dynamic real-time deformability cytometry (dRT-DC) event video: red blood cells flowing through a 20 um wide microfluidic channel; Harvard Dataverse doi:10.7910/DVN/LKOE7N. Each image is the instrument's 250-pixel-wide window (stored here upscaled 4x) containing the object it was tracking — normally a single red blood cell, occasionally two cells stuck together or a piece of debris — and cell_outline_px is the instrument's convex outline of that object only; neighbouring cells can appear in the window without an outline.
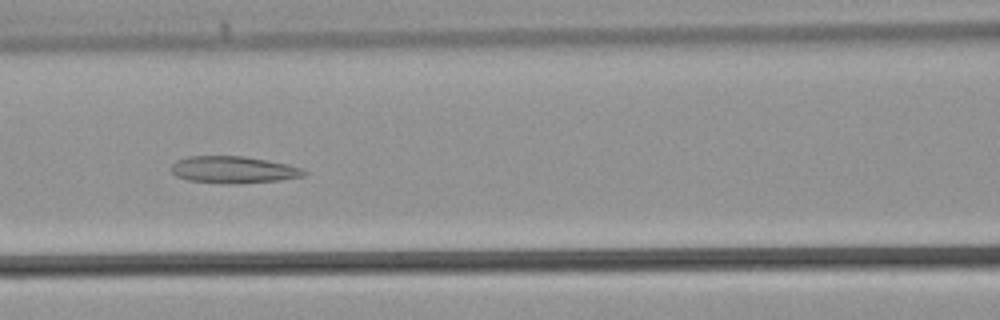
{"species": "common noctule bat (a hibernating species)", "species_latin": "Nyctalus noctula", "temperature_condition": "warm", "stored_images_in_passage": 26, "camera_frame_rate_fps": 3000, "um_per_image_px": 0.085, "animal": {"sex": "male", "body_mass_g": 21.5, "forearm_length_mm": 52.0}, "frame": {"image": 1, "passage_image": 15, "time_ms": 4.667, "image_size_px": [1000, 320], "cell_outline_px": [[308, 172], [304, 176], [280, 180], [240, 184], [228, 184], [188, 180], [176, 176], [172, 172], [172, 164], [176, 160], [188, 156], [244, 156], [268, 160], [288, 164], [300, 168]], "centroid_in_image_um": [19.85, 14.43], "position_along_channel_um": 146.8, "area_um2": 20.98}}
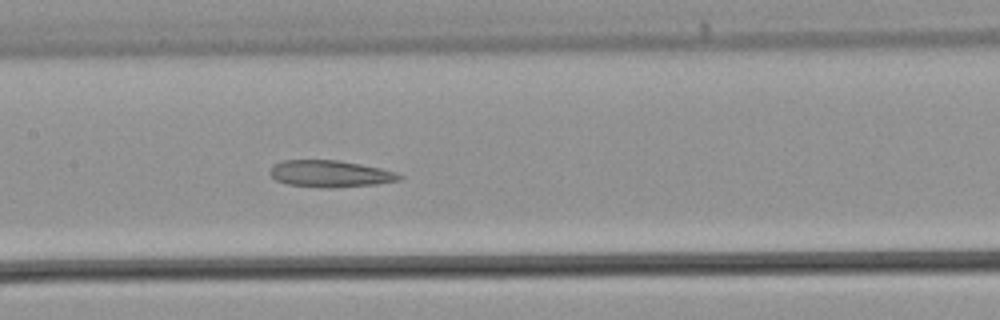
{"frame": {"image": 2, "passage_image": 17, "time_ms": 5.333, "image_size_px": [1000, 320], "cell_outline_px": [[404, 176], [400, 180], [376, 184], [328, 188], [288, 184], [276, 180], [268, 172], [280, 160], [336, 160], [360, 164], [380, 168], [396, 172]], "centroid_in_image_um": [28.08, 14.76], "position_along_channel_um": 179.3, "area_um2": 20.0}}